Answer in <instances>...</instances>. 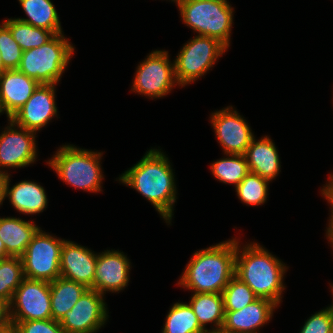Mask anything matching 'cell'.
<instances>
[{
	"label": "cell",
	"mask_w": 333,
	"mask_h": 333,
	"mask_svg": "<svg viewBox=\"0 0 333 333\" xmlns=\"http://www.w3.org/2000/svg\"><path fill=\"white\" fill-rule=\"evenodd\" d=\"M200 326L208 333L220 332L224 322V299L219 293H193L188 302ZM211 329H207V325ZM215 326V327H214Z\"/></svg>",
	"instance_id": "7402d4cb"
},
{
	"label": "cell",
	"mask_w": 333,
	"mask_h": 333,
	"mask_svg": "<svg viewBox=\"0 0 333 333\" xmlns=\"http://www.w3.org/2000/svg\"><path fill=\"white\" fill-rule=\"evenodd\" d=\"M236 237L195 251L177 285L193 293L222 294L234 276Z\"/></svg>",
	"instance_id": "3957f363"
},
{
	"label": "cell",
	"mask_w": 333,
	"mask_h": 333,
	"mask_svg": "<svg viewBox=\"0 0 333 333\" xmlns=\"http://www.w3.org/2000/svg\"><path fill=\"white\" fill-rule=\"evenodd\" d=\"M26 14V18H16L34 27L63 33L59 15L51 0H18Z\"/></svg>",
	"instance_id": "cb8c5ba5"
},
{
	"label": "cell",
	"mask_w": 333,
	"mask_h": 333,
	"mask_svg": "<svg viewBox=\"0 0 333 333\" xmlns=\"http://www.w3.org/2000/svg\"><path fill=\"white\" fill-rule=\"evenodd\" d=\"M14 326L18 333H64L61 324L53 319L19 321Z\"/></svg>",
	"instance_id": "d6a6232c"
},
{
	"label": "cell",
	"mask_w": 333,
	"mask_h": 333,
	"mask_svg": "<svg viewBox=\"0 0 333 333\" xmlns=\"http://www.w3.org/2000/svg\"><path fill=\"white\" fill-rule=\"evenodd\" d=\"M228 48L218 39L195 35L185 43L174 61L175 77L185 87L204 76Z\"/></svg>",
	"instance_id": "52a82bcc"
},
{
	"label": "cell",
	"mask_w": 333,
	"mask_h": 333,
	"mask_svg": "<svg viewBox=\"0 0 333 333\" xmlns=\"http://www.w3.org/2000/svg\"><path fill=\"white\" fill-rule=\"evenodd\" d=\"M40 228L33 220L0 217V238L5 244L7 256L21 257Z\"/></svg>",
	"instance_id": "44dd1931"
},
{
	"label": "cell",
	"mask_w": 333,
	"mask_h": 333,
	"mask_svg": "<svg viewBox=\"0 0 333 333\" xmlns=\"http://www.w3.org/2000/svg\"><path fill=\"white\" fill-rule=\"evenodd\" d=\"M0 133V171L28 167L36 163L38 146L37 133L17 126L11 119ZM7 169V170H6Z\"/></svg>",
	"instance_id": "8fae6325"
},
{
	"label": "cell",
	"mask_w": 333,
	"mask_h": 333,
	"mask_svg": "<svg viewBox=\"0 0 333 333\" xmlns=\"http://www.w3.org/2000/svg\"><path fill=\"white\" fill-rule=\"evenodd\" d=\"M333 317L326 307L307 318L299 333H332Z\"/></svg>",
	"instance_id": "1f68e13d"
},
{
	"label": "cell",
	"mask_w": 333,
	"mask_h": 333,
	"mask_svg": "<svg viewBox=\"0 0 333 333\" xmlns=\"http://www.w3.org/2000/svg\"><path fill=\"white\" fill-rule=\"evenodd\" d=\"M330 289H331V295L333 296V284H330ZM333 300V299H332ZM329 310H330V312H331V315H332V317H333V303H331V305L330 306H328L327 307Z\"/></svg>",
	"instance_id": "ab89813d"
},
{
	"label": "cell",
	"mask_w": 333,
	"mask_h": 333,
	"mask_svg": "<svg viewBox=\"0 0 333 333\" xmlns=\"http://www.w3.org/2000/svg\"><path fill=\"white\" fill-rule=\"evenodd\" d=\"M321 194L323 196V198H325L328 202V204L330 205V214L329 215V224L327 225L328 227H326V233L333 227V180H327V182L325 183V185L323 186V188H321Z\"/></svg>",
	"instance_id": "836d02e7"
},
{
	"label": "cell",
	"mask_w": 333,
	"mask_h": 333,
	"mask_svg": "<svg viewBox=\"0 0 333 333\" xmlns=\"http://www.w3.org/2000/svg\"><path fill=\"white\" fill-rule=\"evenodd\" d=\"M6 69L3 66V61L1 58V52H0V74L3 73Z\"/></svg>",
	"instance_id": "60d3db41"
},
{
	"label": "cell",
	"mask_w": 333,
	"mask_h": 333,
	"mask_svg": "<svg viewBox=\"0 0 333 333\" xmlns=\"http://www.w3.org/2000/svg\"><path fill=\"white\" fill-rule=\"evenodd\" d=\"M166 50L151 51L136 68L131 91L149 99L167 96L179 86L174 69V61L169 59Z\"/></svg>",
	"instance_id": "ba28073f"
},
{
	"label": "cell",
	"mask_w": 333,
	"mask_h": 333,
	"mask_svg": "<svg viewBox=\"0 0 333 333\" xmlns=\"http://www.w3.org/2000/svg\"><path fill=\"white\" fill-rule=\"evenodd\" d=\"M171 164L163 150L151 147L140 161L116 179L144 196L167 225L171 224L178 199L175 172Z\"/></svg>",
	"instance_id": "6da1fadb"
},
{
	"label": "cell",
	"mask_w": 333,
	"mask_h": 333,
	"mask_svg": "<svg viewBox=\"0 0 333 333\" xmlns=\"http://www.w3.org/2000/svg\"><path fill=\"white\" fill-rule=\"evenodd\" d=\"M56 84H40L29 100L10 119L17 125L35 133L57 115Z\"/></svg>",
	"instance_id": "5bb4252c"
},
{
	"label": "cell",
	"mask_w": 333,
	"mask_h": 333,
	"mask_svg": "<svg viewBox=\"0 0 333 333\" xmlns=\"http://www.w3.org/2000/svg\"><path fill=\"white\" fill-rule=\"evenodd\" d=\"M279 306L266 298H258L237 311H225L222 333H259L272 320Z\"/></svg>",
	"instance_id": "e0dca14e"
},
{
	"label": "cell",
	"mask_w": 333,
	"mask_h": 333,
	"mask_svg": "<svg viewBox=\"0 0 333 333\" xmlns=\"http://www.w3.org/2000/svg\"><path fill=\"white\" fill-rule=\"evenodd\" d=\"M7 252L5 249V244L2 241V239L0 238V260L7 258Z\"/></svg>",
	"instance_id": "8d00e7d4"
},
{
	"label": "cell",
	"mask_w": 333,
	"mask_h": 333,
	"mask_svg": "<svg viewBox=\"0 0 333 333\" xmlns=\"http://www.w3.org/2000/svg\"><path fill=\"white\" fill-rule=\"evenodd\" d=\"M328 177H329V179H327V180H333V173H331Z\"/></svg>",
	"instance_id": "7bdbcfd3"
},
{
	"label": "cell",
	"mask_w": 333,
	"mask_h": 333,
	"mask_svg": "<svg viewBox=\"0 0 333 333\" xmlns=\"http://www.w3.org/2000/svg\"><path fill=\"white\" fill-rule=\"evenodd\" d=\"M40 85L18 69L0 74V110L10 119L29 100Z\"/></svg>",
	"instance_id": "ac0fdd59"
},
{
	"label": "cell",
	"mask_w": 333,
	"mask_h": 333,
	"mask_svg": "<svg viewBox=\"0 0 333 333\" xmlns=\"http://www.w3.org/2000/svg\"><path fill=\"white\" fill-rule=\"evenodd\" d=\"M8 175L9 174L0 171V206L3 204V201L6 199L5 192H6V183L8 180Z\"/></svg>",
	"instance_id": "d590c367"
},
{
	"label": "cell",
	"mask_w": 333,
	"mask_h": 333,
	"mask_svg": "<svg viewBox=\"0 0 333 333\" xmlns=\"http://www.w3.org/2000/svg\"><path fill=\"white\" fill-rule=\"evenodd\" d=\"M10 177L6 183L5 197L19 213L34 215L42 213L48 204V198L43 186L30 180H22L10 187Z\"/></svg>",
	"instance_id": "ffe728a7"
},
{
	"label": "cell",
	"mask_w": 333,
	"mask_h": 333,
	"mask_svg": "<svg viewBox=\"0 0 333 333\" xmlns=\"http://www.w3.org/2000/svg\"><path fill=\"white\" fill-rule=\"evenodd\" d=\"M64 240L40 228L21 256L24 277L49 283L61 277L60 260Z\"/></svg>",
	"instance_id": "9c48e42d"
},
{
	"label": "cell",
	"mask_w": 333,
	"mask_h": 333,
	"mask_svg": "<svg viewBox=\"0 0 333 333\" xmlns=\"http://www.w3.org/2000/svg\"><path fill=\"white\" fill-rule=\"evenodd\" d=\"M75 47L64 32L47 43L22 53L18 70L40 84H58L68 67Z\"/></svg>",
	"instance_id": "8992f818"
},
{
	"label": "cell",
	"mask_w": 333,
	"mask_h": 333,
	"mask_svg": "<svg viewBox=\"0 0 333 333\" xmlns=\"http://www.w3.org/2000/svg\"><path fill=\"white\" fill-rule=\"evenodd\" d=\"M131 264L123 251L107 249L97 253L92 289L104 296L106 292H121L129 285Z\"/></svg>",
	"instance_id": "9a60e30c"
},
{
	"label": "cell",
	"mask_w": 333,
	"mask_h": 333,
	"mask_svg": "<svg viewBox=\"0 0 333 333\" xmlns=\"http://www.w3.org/2000/svg\"><path fill=\"white\" fill-rule=\"evenodd\" d=\"M0 52L6 70L18 69L23 51L3 23L0 24Z\"/></svg>",
	"instance_id": "4dcf8cb0"
},
{
	"label": "cell",
	"mask_w": 333,
	"mask_h": 333,
	"mask_svg": "<svg viewBox=\"0 0 333 333\" xmlns=\"http://www.w3.org/2000/svg\"><path fill=\"white\" fill-rule=\"evenodd\" d=\"M209 118L224 155H244L254 137L247 120L231 105L212 112Z\"/></svg>",
	"instance_id": "4fadbf2b"
},
{
	"label": "cell",
	"mask_w": 333,
	"mask_h": 333,
	"mask_svg": "<svg viewBox=\"0 0 333 333\" xmlns=\"http://www.w3.org/2000/svg\"><path fill=\"white\" fill-rule=\"evenodd\" d=\"M103 152L63 144L46 161L58 178L67 185L89 193L102 192L104 180L101 160Z\"/></svg>",
	"instance_id": "277c9868"
},
{
	"label": "cell",
	"mask_w": 333,
	"mask_h": 333,
	"mask_svg": "<svg viewBox=\"0 0 333 333\" xmlns=\"http://www.w3.org/2000/svg\"><path fill=\"white\" fill-rule=\"evenodd\" d=\"M12 325L19 321L52 319L50 283L24 278L9 303Z\"/></svg>",
	"instance_id": "30bf717a"
},
{
	"label": "cell",
	"mask_w": 333,
	"mask_h": 333,
	"mask_svg": "<svg viewBox=\"0 0 333 333\" xmlns=\"http://www.w3.org/2000/svg\"><path fill=\"white\" fill-rule=\"evenodd\" d=\"M171 2H174L176 5H178L180 2L185 1V0H169Z\"/></svg>",
	"instance_id": "b9f144b4"
},
{
	"label": "cell",
	"mask_w": 333,
	"mask_h": 333,
	"mask_svg": "<svg viewBox=\"0 0 333 333\" xmlns=\"http://www.w3.org/2000/svg\"><path fill=\"white\" fill-rule=\"evenodd\" d=\"M161 333H208L199 324L192 307L186 302H175L166 315Z\"/></svg>",
	"instance_id": "d4e9b609"
},
{
	"label": "cell",
	"mask_w": 333,
	"mask_h": 333,
	"mask_svg": "<svg viewBox=\"0 0 333 333\" xmlns=\"http://www.w3.org/2000/svg\"><path fill=\"white\" fill-rule=\"evenodd\" d=\"M2 23L10 30L13 39L22 51L38 48L47 43L55 34L42 28L34 27L16 18H9Z\"/></svg>",
	"instance_id": "4316f807"
},
{
	"label": "cell",
	"mask_w": 333,
	"mask_h": 333,
	"mask_svg": "<svg viewBox=\"0 0 333 333\" xmlns=\"http://www.w3.org/2000/svg\"><path fill=\"white\" fill-rule=\"evenodd\" d=\"M0 333H18L14 325L8 326L6 329L0 331Z\"/></svg>",
	"instance_id": "f35d334b"
},
{
	"label": "cell",
	"mask_w": 333,
	"mask_h": 333,
	"mask_svg": "<svg viewBox=\"0 0 333 333\" xmlns=\"http://www.w3.org/2000/svg\"><path fill=\"white\" fill-rule=\"evenodd\" d=\"M24 278L21 257L9 256L0 260V299L10 303Z\"/></svg>",
	"instance_id": "f1b7e54d"
},
{
	"label": "cell",
	"mask_w": 333,
	"mask_h": 333,
	"mask_svg": "<svg viewBox=\"0 0 333 333\" xmlns=\"http://www.w3.org/2000/svg\"><path fill=\"white\" fill-rule=\"evenodd\" d=\"M97 263V252L75 241L64 240L61 250V277L92 289Z\"/></svg>",
	"instance_id": "2e32d148"
},
{
	"label": "cell",
	"mask_w": 333,
	"mask_h": 333,
	"mask_svg": "<svg viewBox=\"0 0 333 333\" xmlns=\"http://www.w3.org/2000/svg\"><path fill=\"white\" fill-rule=\"evenodd\" d=\"M87 289L84 285L63 277L50 282L52 319L59 322Z\"/></svg>",
	"instance_id": "603a6c76"
},
{
	"label": "cell",
	"mask_w": 333,
	"mask_h": 333,
	"mask_svg": "<svg viewBox=\"0 0 333 333\" xmlns=\"http://www.w3.org/2000/svg\"><path fill=\"white\" fill-rule=\"evenodd\" d=\"M326 234V238L328 239V243H330V247H332L333 250V227L327 232Z\"/></svg>",
	"instance_id": "74e56055"
},
{
	"label": "cell",
	"mask_w": 333,
	"mask_h": 333,
	"mask_svg": "<svg viewBox=\"0 0 333 333\" xmlns=\"http://www.w3.org/2000/svg\"><path fill=\"white\" fill-rule=\"evenodd\" d=\"M104 295L87 289L59 321L64 333H97L109 318Z\"/></svg>",
	"instance_id": "7c38bea8"
},
{
	"label": "cell",
	"mask_w": 333,
	"mask_h": 333,
	"mask_svg": "<svg viewBox=\"0 0 333 333\" xmlns=\"http://www.w3.org/2000/svg\"><path fill=\"white\" fill-rule=\"evenodd\" d=\"M210 165L212 175L224 184L236 187L250 172L245 155L225 154Z\"/></svg>",
	"instance_id": "484cf974"
},
{
	"label": "cell",
	"mask_w": 333,
	"mask_h": 333,
	"mask_svg": "<svg viewBox=\"0 0 333 333\" xmlns=\"http://www.w3.org/2000/svg\"><path fill=\"white\" fill-rule=\"evenodd\" d=\"M236 238L234 275L246 283L259 298L278 306L282 303L285 273L288 266L258 242L240 244Z\"/></svg>",
	"instance_id": "7a4b0ae2"
},
{
	"label": "cell",
	"mask_w": 333,
	"mask_h": 333,
	"mask_svg": "<svg viewBox=\"0 0 333 333\" xmlns=\"http://www.w3.org/2000/svg\"><path fill=\"white\" fill-rule=\"evenodd\" d=\"M11 325L9 316V303L0 299V331Z\"/></svg>",
	"instance_id": "e575fe53"
},
{
	"label": "cell",
	"mask_w": 333,
	"mask_h": 333,
	"mask_svg": "<svg viewBox=\"0 0 333 333\" xmlns=\"http://www.w3.org/2000/svg\"><path fill=\"white\" fill-rule=\"evenodd\" d=\"M244 155L249 170L270 182L281 172L278 149L268 135L262 136L260 140L254 136Z\"/></svg>",
	"instance_id": "d6986e66"
},
{
	"label": "cell",
	"mask_w": 333,
	"mask_h": 333,
	"mask_svg": "<svg viewBox=\"0 0 333 333\" xmlns=\"http://www.w3.org/2000/svg\"><path fill=\"white\" fill-rule=\"evenodd\" d=\"M224 311H237L251 304L259 297L253 290L235 275L222 292Z\"/></svg>",
	"instance_id": "f546056e"
},
{
	"label": "cell",
	"mask_w": 333,
	"mask_h": 333,
	"mask_svg": "<svg viewBox=\"0 0 333 333\" xmlns=\"http://www.w3.org/2000/svg\"><path fill=\"white\" fill-rule=\"evenodd\" d=\"M269 183L270 181L250 171L235 187V192L238 199L246 206H262L269 195Z\"/></svg>",
	"instance_id": "83f0119b"
},
{
	"label": "cell",
	"mask_w": 333,
	"mask_h": 333,
	"mask_svg": "<svg viewBox=\"0 0 333 333\" xmlns=\"http://www.w3.org/2000/svg\"><path fill=\"white\" fill-rule=\"evenodd\" d=\"M182 22L200 36L218 39L230 47L234 7L224 0H185L178 5Z\"/></svg>",
	"instance_id": "5b68a950"
}]
</instances>
